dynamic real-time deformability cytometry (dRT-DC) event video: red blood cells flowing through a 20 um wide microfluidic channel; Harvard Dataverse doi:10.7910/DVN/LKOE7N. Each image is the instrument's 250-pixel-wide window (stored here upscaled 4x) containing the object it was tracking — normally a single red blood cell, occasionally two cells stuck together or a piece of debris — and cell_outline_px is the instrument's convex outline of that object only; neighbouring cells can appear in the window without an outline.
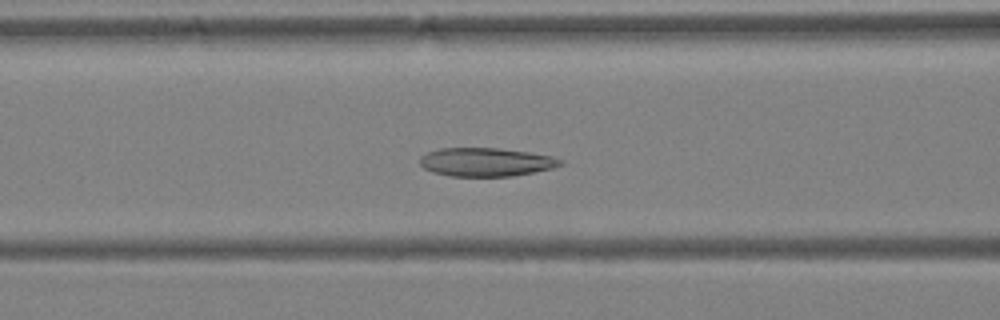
{"species": "Egyptian fruit bat (a non-hibernating species)", "species_latin": "Rousettus aegyptiacus", "temperature_condition": "warm", "stored_images_in_passage": 48, "camera_frame_rate_fps": 3000, "um_per_image_px": 0.085, "animal": {"sex": "female"}, "frame": {"image": 1, "passage_image": 20, "time_ms": 6.333, "image_size_px": [1000, 320], "cell_outline_px": [[564, 164], [552, 168], [512, 176], [452, 176], [432, 172], [424, 168], [420, 164], [420, 156], [428, 152], [440, 148], [496, 148], [528, 152], [552, 156], [564, 160]], "centroid_in_image_um": [41.31, 13.77], "position_along_channel_um": 125.3, "area_um2": 23.29}}
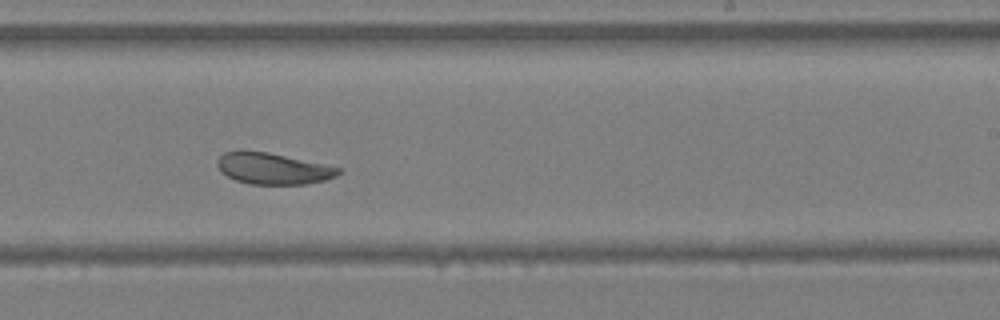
{"frame": {"image": 2, "passage_image": 30, "time_ms": 9.667, "image_size_px": [1000, 320], "cell_outline_px": [[340, 172], [336, 176], [324, 180], [308, 184], [248, 184], [236, 180], [220, 172], [216, 164], [216, 160], [224, 152], [268, 152], [340, 168]], "centroid_in_image_um": [23.17, 14.35], "position_along_channel_um": 265.8, "area_um2": 21.68}}
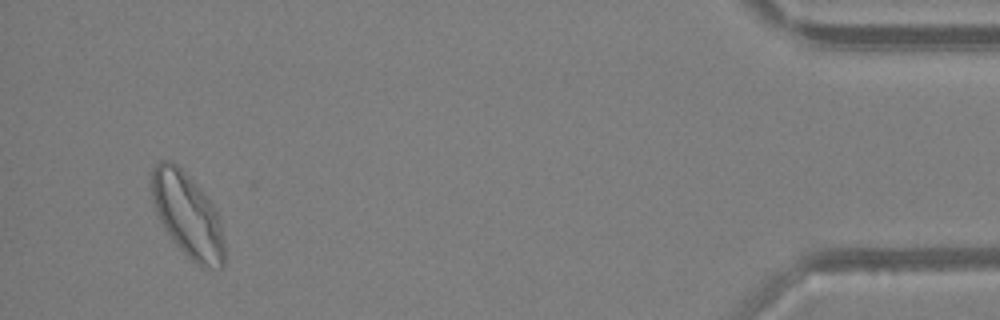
{"frame": {"image": 3, "passage_image": 46, "time_ms": 15.0, "image_size_px": [1000, 320], "cell_outline_px": [[224, 264], [220, 268], [200, 268], [172, 240], [164, 228], [156, 212], [152, 200], [152, 168], [160, 160], [172, 160], [208, 196], [216, 208], [220, 220], [224, 244]], "centroid_in_image_um": [15.96, 18.29], "position_along_channel_um": 419.2, "area_um2": 35.78}, "authors_computed_cell_mechanics": {"area_um2": 28.322, "velocity_mm_per_s": 4.2295, "shape_relaxation_time_tau1_ms": 6.9657, "shape_relaxation_time_tau2_ms": 1.9908, "deformation_change_tau1": 0.1513, "deformation_change_tau2": 0.072}}